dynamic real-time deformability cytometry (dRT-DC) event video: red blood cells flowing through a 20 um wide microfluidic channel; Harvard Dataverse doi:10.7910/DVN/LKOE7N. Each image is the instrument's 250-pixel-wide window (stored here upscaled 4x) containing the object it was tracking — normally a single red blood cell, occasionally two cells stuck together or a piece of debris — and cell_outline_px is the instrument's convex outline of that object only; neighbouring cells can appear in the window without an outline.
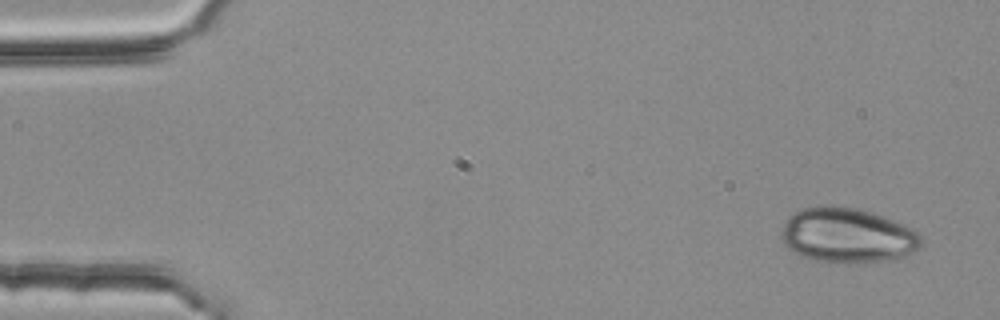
{"species": "common noctule bat (a hibernating species)", "species_latin": "Nyctalus noctula", "temperature_condition": "room temperature", "stored_images_in_passage": 4, "camera_frame_rate_fps": 3000, "um_per_image_px": 0.085, "animal": {"sex": "female", "body_mass_g": 25.1}, "frame": {"image": 1, "passage_image": 1, "time_ms": 0.0, "image_size_px": [1000, 320], "cell_outline_px": [[920, 244], [912, 252], [904, 256], [888, 260], [816, 260], [800, 256], [788, 248], [784, 244], [780, 236], [784, 224], [788, 216], [804, 208], [820, 204], [832, 204], [860, 208], [884, 216], [904, 224], [912, 228], [920, 236]], "centroid_in_image_um": [71.98, 19.93], "position_along_channel_um": 13.0, "area_um2": 44.1}}